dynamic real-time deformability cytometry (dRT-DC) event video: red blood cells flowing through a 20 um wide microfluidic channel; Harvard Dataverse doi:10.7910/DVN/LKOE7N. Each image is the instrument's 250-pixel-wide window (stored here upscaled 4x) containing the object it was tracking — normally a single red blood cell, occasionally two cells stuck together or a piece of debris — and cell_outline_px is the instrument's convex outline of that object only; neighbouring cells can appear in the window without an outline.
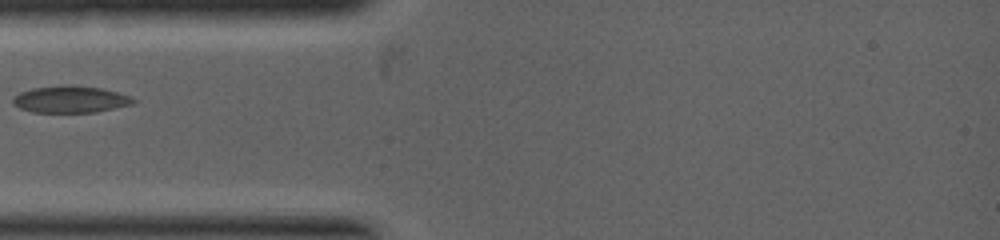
{"species": "common noctule bat (a hibernating species)", "species_latin": "Nyctalus noctula", "temperature_condition": "warm", "stored_images_in_passage": 2, "camera_frame_rate_fps": 5000, "um_per_image_px": 0.085, "animal": {"sex": "female", "body_mass_g": 19.0, "forearm_length_mm": 53.3}, "frame": {"image": 1, "passage_image": 2, "time_ms": 1.0, "image_size_px": [1000, 240], "cell_outline_px": [[136, 100], [132, 104], [96, 112], [32, 112], [20, 108], [12, 104], [12, 96], [20, 92], [32, 88], [64, 84], [100, 88], [132, 96]], "centroid_in_image_um": [5.94, 8.44], "position_along_channel_um": 79.1, "area_um2": 18.9}}